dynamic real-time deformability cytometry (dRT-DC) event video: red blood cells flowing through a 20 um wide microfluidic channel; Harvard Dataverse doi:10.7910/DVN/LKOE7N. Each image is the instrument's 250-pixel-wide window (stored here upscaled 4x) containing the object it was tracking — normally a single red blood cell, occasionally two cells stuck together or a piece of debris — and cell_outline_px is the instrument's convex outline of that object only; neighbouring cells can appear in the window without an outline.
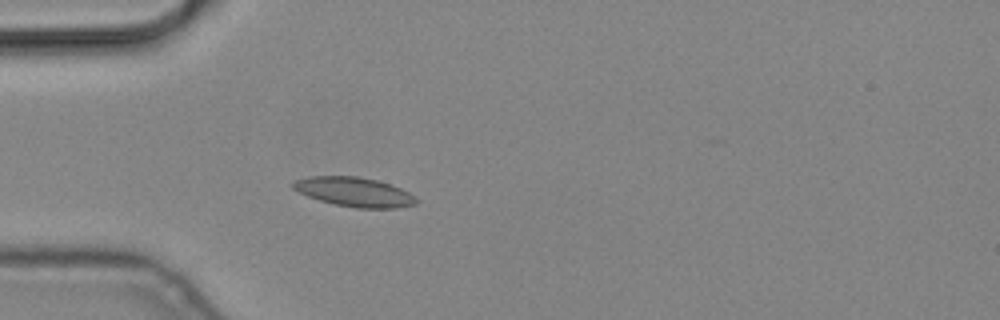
{"species": "common noctule bat (a hibernating species)", "species_latin": "Nyctalus noctula", "temperature_condition": "cold", "stored_images_in_passage": 5, "camera_frame_rate_fps": 3000, "um_per_image_px": 0.085, "animal": {"sex": "male", "body_mass_g": 19.2, "forearm_length_mm": 51.8}, "frame": {"image": 1, "passage_image": 5, "time_ms": 1.333, "image_size_px": [1000, 320], "cell_outline_px": [[420, 200], [416, 204], [396, 208], [356, 208], [332, 204], [308, 196], [292, 188], [288, 184], [292, 180], [312, 176], [356, 176], [376, 180], [400, 188], [408, 192]], "centroid_in_image_um": [30.08, 16.32], "position_along_channel_um": 54.9, "area_um2": 21.15}}